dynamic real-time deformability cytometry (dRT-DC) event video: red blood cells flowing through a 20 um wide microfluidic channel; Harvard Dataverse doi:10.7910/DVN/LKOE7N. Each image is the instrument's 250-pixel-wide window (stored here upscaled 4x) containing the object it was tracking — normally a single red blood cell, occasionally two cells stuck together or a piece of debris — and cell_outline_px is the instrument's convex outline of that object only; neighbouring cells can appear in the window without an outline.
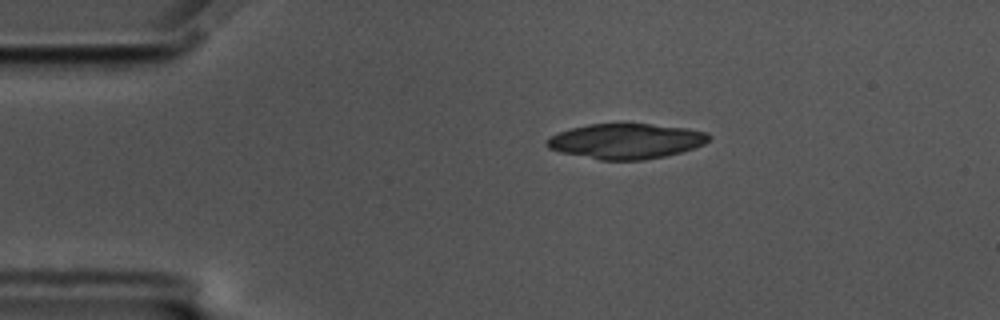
{"species": "common noctule bat (a hibernating species)", "species_latin": "Nyctalus noctula", "temperature_condition": "cold", "stored_images_in_passage": 47, "camera_frame_rate_fps": 3000, "um_per_image_px": 0.085, "animal": {"sex": "male", "body_mass_g": 17.5, "forearm_length_mm": 52.3}, "frame": {"image": 1, "passage_image": 1, "time_ms": 0.0, "image_size_px": [1000, 320], "cell_outline_px": [[712, 136], [704, 144], [680, 152], [664, 156], [644, 160], [600, 160], [560, 152], [548, 148], [544, 144], [548, 136], [572, 128], [588, 124], [648, 124], [688, 128], [708, 132]], "centroid_in_image_um": [53.19, 12.0], "position_along_channel_um": 31.8, "area_um2": 33.23}}